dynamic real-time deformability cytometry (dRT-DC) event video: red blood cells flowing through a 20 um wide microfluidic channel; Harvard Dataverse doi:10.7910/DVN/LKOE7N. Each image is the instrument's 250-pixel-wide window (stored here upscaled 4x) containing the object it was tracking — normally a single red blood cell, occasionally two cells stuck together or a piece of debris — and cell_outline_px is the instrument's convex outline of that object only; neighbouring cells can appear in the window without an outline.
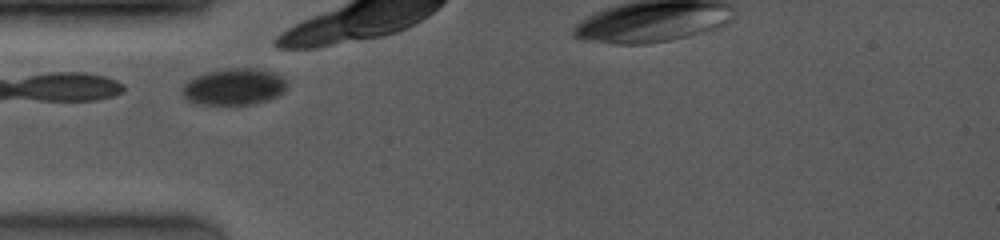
{"species": "common noctule bat (a hibernating species)", "species_latin": "Nyctalus noctula", "temperature_condition": "room temperature", "stored_images_in_passage": 18, "camera_frame_rate_fps": 4000, "um_per_image_px": 0.085, "animal": {"sex": "female", "body_mass_g": 19.0, "forearm_length_mm": 53.3}, "frame": {"image": 1, "passage_image": 1, "time_ms": 0.0, "image_size_px": [1000, 240], "cell_outline_px": [[284, 92], [268, 100], [252, 104], [196, 104], [188, 100], [184, 96], [180, 88], [188, 80], [196, 76], [208, 72], [224, 68], [252, 68], [272, 72], [280, 76], [284, 80]], "centroid_in_image_um": [19.84, 7.37], "position_along_channel_um": 65.2, "area_um2": 22.08}}
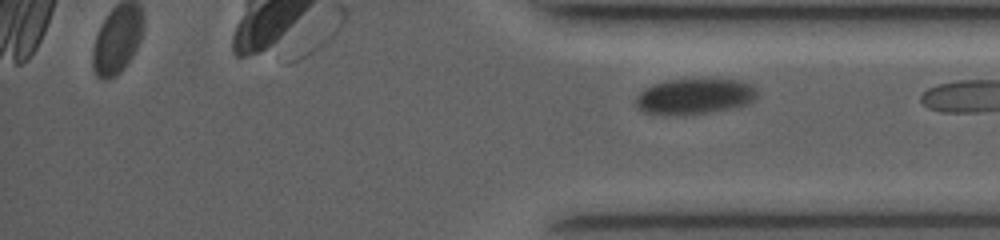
{"frame": {"image": 2, "passage_image": 18, "time_ms": 10.5, "image_size_px": [1000, 240], "cell_outline_px": [[760, 92], [748, 104], [732, 108], [708, 112], [680, 116], [664, 116], [640, 112], [636, 108], [636, 96], [644, 88], [652, 84], [664, 80], [740, 80], [752, 84]], "centroid_in_image_um": [58.98, 8.22], "position_along_channel_um": 376.2, "area_um2": 25.72}}